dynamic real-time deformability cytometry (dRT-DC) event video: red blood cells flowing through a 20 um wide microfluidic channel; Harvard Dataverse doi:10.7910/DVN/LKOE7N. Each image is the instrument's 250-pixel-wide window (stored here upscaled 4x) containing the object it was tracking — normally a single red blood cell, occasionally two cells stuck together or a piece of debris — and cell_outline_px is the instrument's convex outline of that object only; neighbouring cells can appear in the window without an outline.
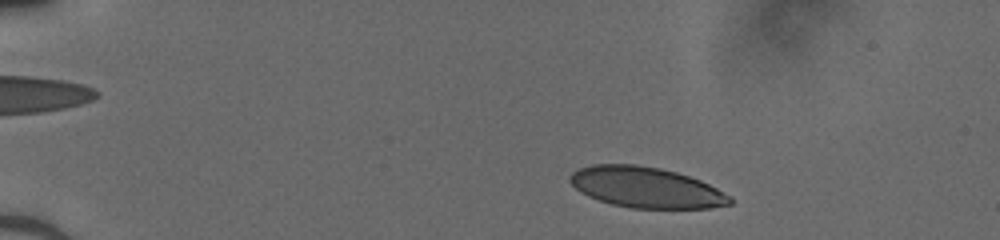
{"species": "human", "species_latin": "Homo sapiens", "temperature_condition": "cold", "stored_images_in_passage": 44, "camera_frame_rate_fps": 3000, "um_per_image_px": 0.085, "donor": {"sex": "male"}, "frame": {"image": 1, "passage_image": 3, "time_ms": 0.667, "image_size_px": [1000, 240], "cell_outline_px": [[732, 204], [708, 208], [632, 208], [612, 204], [588, 196], [580, 192], [568, 180], [568, 176], [572, 172], [580, 168], [592, 164], [636, 164], [660, 168], [676, 172], [700, 180], [716, 188], [728, 196], [732, 200]], "centroid_in_image_um": [54.87, 15.92], "position_along_channel_um": 30.1, "area_um2": 37.74}}
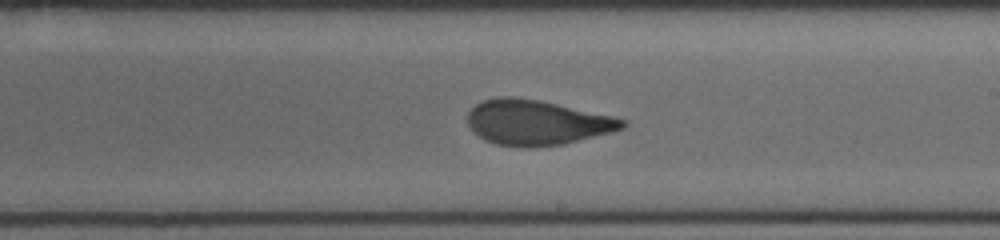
{"frame": {"image": 2, "passage_image": 25, "time_ms": 8.0, "image_size_px": [1000, 240], "cell_outline_px": [[628, 124], [624, 128], [612, 132], [564, 144], [536, 148], [520, 148], [496, 144], [484, 140], [468, 124], [468, 112], [476, 104], [484, 100], [500, 96], [512, 96], [540, 100], [612, 116], [624, 120]], "centroid_in_image_um": [45.63, 10.42], "position_along_channel_um": 243.4, "area_um2": 40.75}}
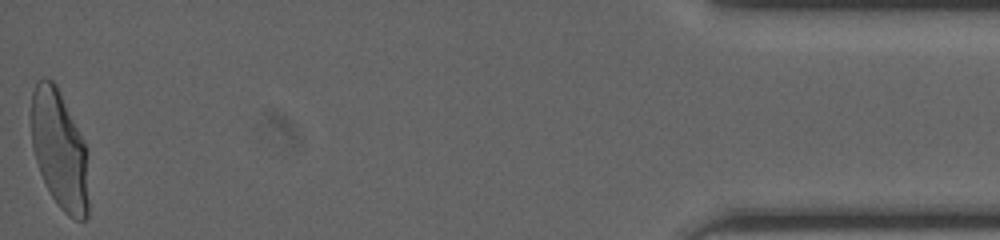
{"frame": {"image": 3, "passage_image": 44, "time_ms": 14.333, "image_size_px": [1000, 240], "cell_outline_px": [[88, 216], [84, 220], [76, 220], [68, 216], [60, 208], [52, 196], [40, 172], [32, 148], [32, 92], [36, 80], [44, 76], [52, 80], [56, 84], [88, 148]], "centroid_in_image_um": [5.08, 12.73], "position_along_channel_um": 430.1, "area_um2": 40.06}}